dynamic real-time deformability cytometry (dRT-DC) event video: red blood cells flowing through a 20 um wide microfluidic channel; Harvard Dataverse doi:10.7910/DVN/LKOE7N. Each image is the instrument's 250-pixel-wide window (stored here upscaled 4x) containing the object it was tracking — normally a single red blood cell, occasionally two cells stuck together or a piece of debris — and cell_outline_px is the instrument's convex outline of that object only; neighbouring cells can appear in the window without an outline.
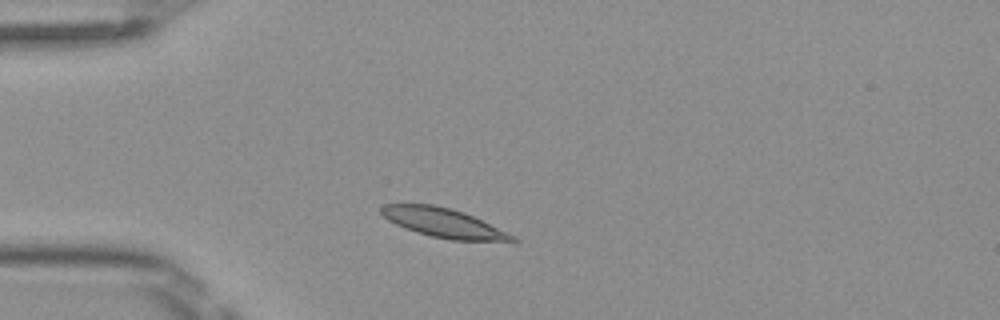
{"species": "Egyptian fruit bat (a non-hibernating species)", "species_latin": "Rousettus aegyptiacus", "temperature_condition": "room temperature", "stored_images_in_passage": 2, "camera_frame_rate_fps": 3000, "um_per_image_px": 0.085, "frame": {"image": 1, "passage_image": 1, "time_ms": 0.0, "image_size_px": [1000, 320], "cell_outline_px": [[520, 240], [452, 240], [432, 236], [416, 232], [404, 228], [388, 220], [380, 212], [380, 208], [384, 204], [432, 204], [452, 208], [464, 212], [508, 232], [516, 236]], "centroid_in_image_um": [37.66, 18.92], "position_along_channel_um": 47.3, "area_um2": 22.02}}